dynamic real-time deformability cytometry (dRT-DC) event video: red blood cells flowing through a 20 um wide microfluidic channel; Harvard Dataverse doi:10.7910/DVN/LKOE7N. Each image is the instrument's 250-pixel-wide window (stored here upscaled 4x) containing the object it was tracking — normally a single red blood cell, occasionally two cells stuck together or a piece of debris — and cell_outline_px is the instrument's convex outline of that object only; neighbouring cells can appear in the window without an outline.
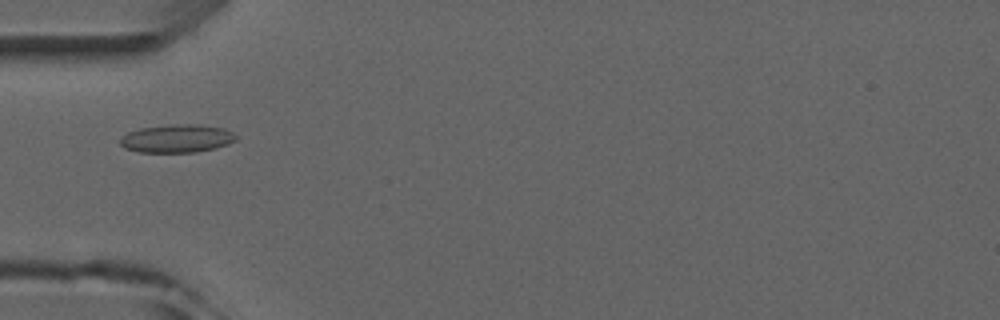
{"species": "common noctule bat (a hibernating species)", "species_latin": "Nyctalus noctula", "temperature_condition": "room temperature", "stored_images_in_passage": 5, "camera_frame_rate_fps": 3000, "um_per_image_px": 0.085, "animal": {"sex": "male", "forearm_length_mm": 52.5}, "frame": {"image": 1, "passage_image": 4, "time_ms": 4.333, "image_size_px": [1000, 320], "cell_outline_px": [[236, 140], [228, 144], [216, 148], [196, 152], [140, 152], [124, 148], [120, 144], [120, 136], [128, 132], [140, 128], [168, 124], [200, 124], [224, 128], [232, 132], [236, 136]], "centroid_in_image_um": [15.03, 11.76], "position_along_channel_um": 70.0, "area_um2": 19.19}}
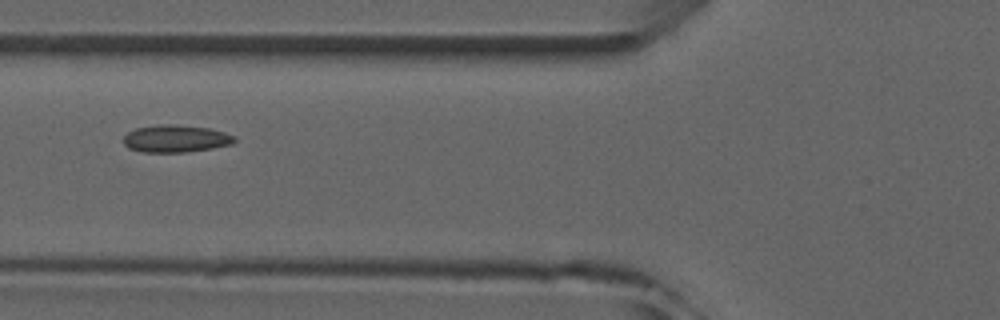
{"frame": {"image": 2, "passage_image": 5, "time_ms": 5.333, "image_size_px": [1000, 320], "cell_outline_px": [[236, 140], [232, 144], [212, 148], [184, 152], [144, 152], [128, 148], [124, 144], [124, 136], [128, 132], [136, 128], [160, 124], [168, 124], [208, 128], [224, 132], [236, 136]], "centroid_in_image_um": [14.94, 11.79], "position_along_channel_um": 110.9, "area_um2": 17.57}}